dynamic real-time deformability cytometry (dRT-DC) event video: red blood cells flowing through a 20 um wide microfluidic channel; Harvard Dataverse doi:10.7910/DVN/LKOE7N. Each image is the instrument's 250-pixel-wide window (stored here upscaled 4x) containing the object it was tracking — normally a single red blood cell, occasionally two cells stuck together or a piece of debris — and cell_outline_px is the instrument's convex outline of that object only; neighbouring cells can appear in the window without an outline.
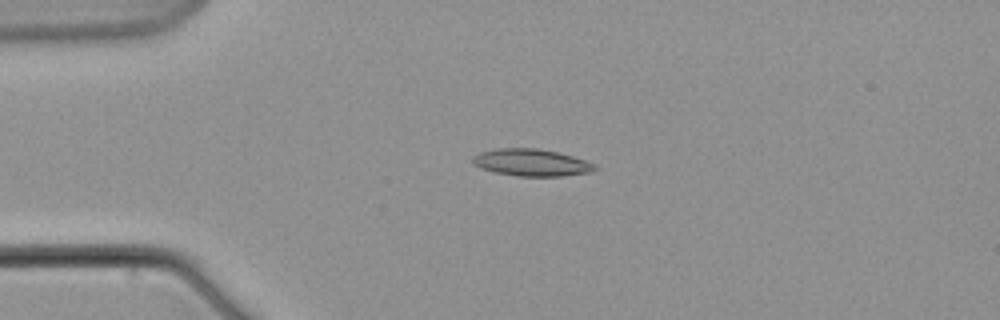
{"species": "common noctule bat (a hibernating species)", "species_latin": "Nyctalus noctula", "temperature_condition": "warm", "stored_images_in_passage": 19, "camera_frame_rate_fps": 3000, "um_per_image_px": 0.085, "animal": {"sex": "male", "body_mass_g": 21.5, "forearm_length_mm": 52.0}, "frame": {"image": 1, "passage_image": 5, "time_ms": 4.667, "image_size_px": [1000, 320], "cell_outline_px": [[600, 168], [592, 172], [560, 176], [516, 176], [496, 172], [480, 168], [472, 164], [472, 156], [480, 152], [496, 148], [540, 148], [572, 156], [596, 164]], "centroid_in_image_um": [45.17, 13.81], "position_along_channel_um": 39.8, "area_um2": 19.42}}
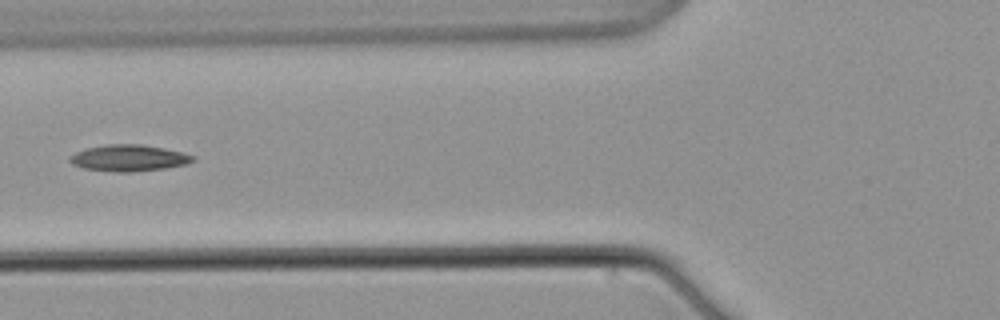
{"frame": {"image": 2, "passage_image": 8, "time_ms": 8.333, "image_size_px": [1000, 320], "cell_outline_px": [[196, 160], [184, 164], [164, 168], [128, 172], [116, 172], [84, 168], [72, 164], [68, 160], [76, 152], [88, 148], [108, 144], [140, 144], [164, 148], [196, 156]], "centroid_in_image_um": [10.96, 13.43], "position_along_channel_um": 114.8, "area_um2": 18.67}}
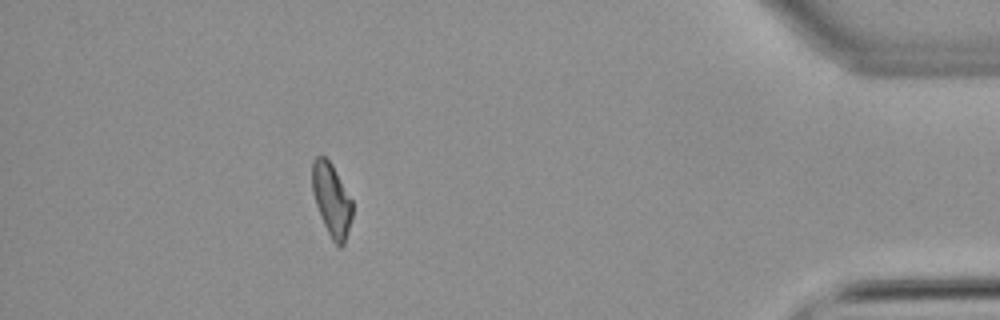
{"frame": {"image": 3, "passage_image": 17, "time_ms": 20.333, "image_size_px": [1000, 320], "cell_outline_px": [[352, 216], [344, 244], [340, 248], [332, 240], [320, 216], [312, 192], [312, 160], [316, 156], [324, 156], [332, 164], [352, 200]], "centroid_in_image_um": [28.17, 16.97], "position_along_channel_um": 407.0, "area_um2": 16.94}}